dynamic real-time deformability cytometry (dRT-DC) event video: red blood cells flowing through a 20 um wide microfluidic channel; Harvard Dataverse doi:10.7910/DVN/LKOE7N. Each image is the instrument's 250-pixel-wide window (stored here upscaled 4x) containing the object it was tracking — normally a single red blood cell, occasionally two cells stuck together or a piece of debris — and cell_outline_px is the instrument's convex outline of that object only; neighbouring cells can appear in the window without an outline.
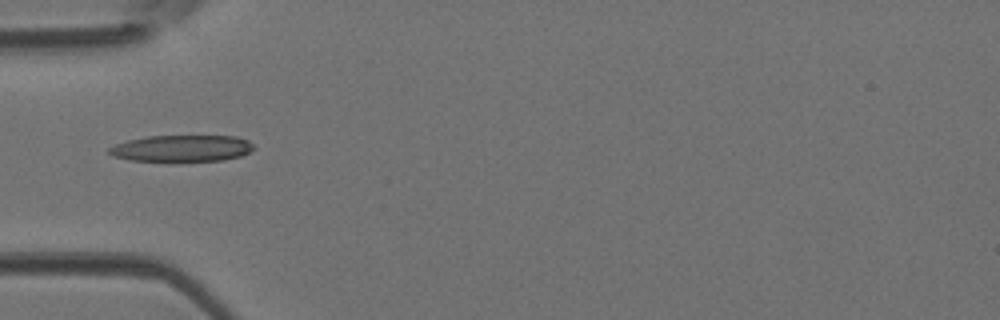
{"species": "Egyptian fruit bat (a non-hibernating species)", "species_latin": "Rousettus aegyptiacus", "temperature_condition": "room temperature", "stored_images_in_passage": 31, "camera_frame_rate_fps": 3000, "um_per_image_px": 0.085, "animal": {"sex": "female"}, "frame": {"image": 1, "passage_image": 1, "time_ms": 0.0, "image_size_px": [1000, 320], "cell_outline_px": [[256, 148], [240, 156], [224, 160], [128, 160], [112, 156], [108, 152], [108, 148], [116, 144], [128, 140], [148, 136], [236, 136], [248, 140]], "centroid_in_image_um": [15.45, 12.59], "position_along_channel_um": 69.5, "area_um2": 22.08}}
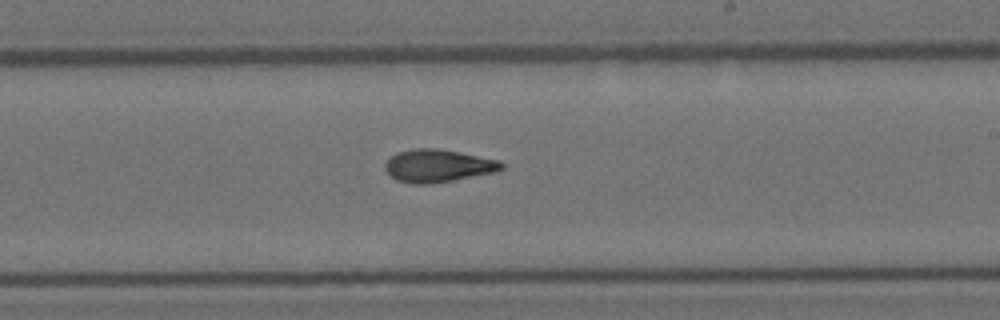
{"frame": {"image": 2, "passage_image": 13, "time_ms": 4.0, "image_size_px": [1000, 320], "cell_outline_px": [[504, 168], [492, 172], [432, 184], [412, 184], [396, 180], [384, 168], [384, 164], [396, 152], [412, 148], [436, 148], [460, 152], [500, 160], [504, 164]], "centroid_in_image_um": [37.2, 14.08], "position_along_channel_um": 251.8, "area_um2": 22.14}}
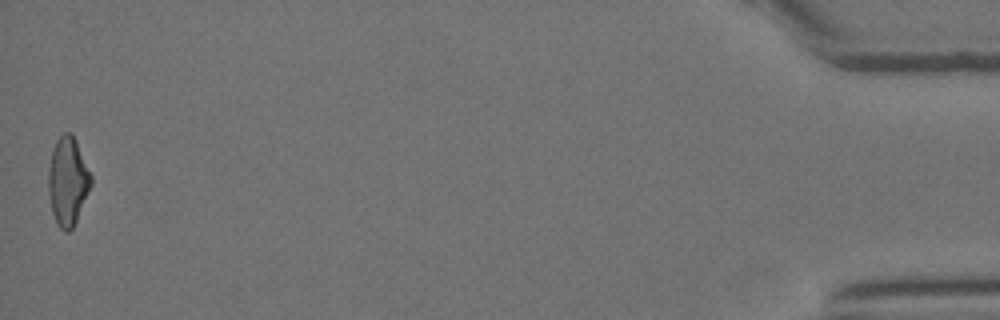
{"frame": {"image": 3, "passage_image": 31, "time_ms": 10.0, "image_size_px": [1000, 320], "cell_outline_px": [[92, 184], [76, 220], [72, 228], [68, 232], [64, 232], [60, 228], [52, 212], [48, 192], [48, 168], [52, 152], [56, 140], [64, 132], [68, 132], [72, 136], [92, 176]], "centroid_in_image_um": [5.74, 15.43], "position_along_channel_um": 429.5, "area_um2": 21.44}}